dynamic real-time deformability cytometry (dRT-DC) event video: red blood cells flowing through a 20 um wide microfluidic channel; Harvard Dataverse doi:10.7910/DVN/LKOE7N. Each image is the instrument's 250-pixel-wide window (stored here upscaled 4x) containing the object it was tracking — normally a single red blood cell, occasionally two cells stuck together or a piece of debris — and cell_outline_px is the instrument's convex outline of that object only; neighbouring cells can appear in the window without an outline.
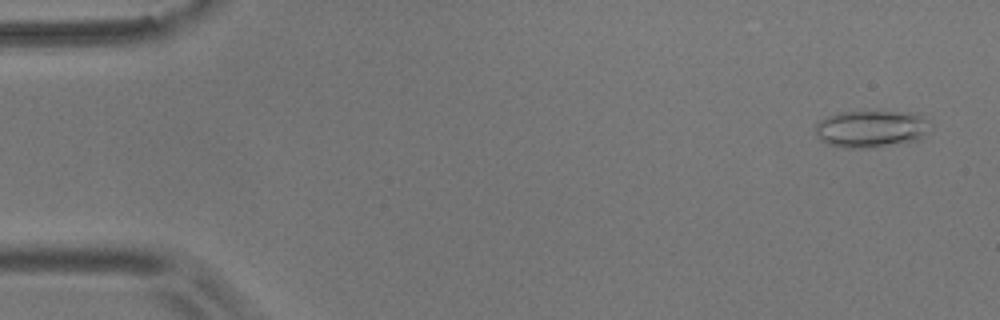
{"species": "common noctule bat (a hibernating species)", "species_latin": "Nyctalus noctula", "temperature_condition": "room temperature", "stored_images_in_passage": 55, "camera_frame_rate_fps": 3000, "um_per_image_px": 0.085, "animal": {"sex": "male", "body_mass_g": 17.9}, "frame": {"image": 1, "passage_image": 3, "time_ms": 0.667, "image_size_px": [1000, 320], "cell_outline_px": [[928, 120], [924, 136], [920, 140], [868, 148], [844, 148], [828, 144], [820, 140], [816, 136], [816, 124], [820, 120], [828, 116], [840, 112], [916, 112]], "centroid_in_image_um": [74.02, 10.96], "position_along_channel_um": 11.0, "area_um2": 24.74}}
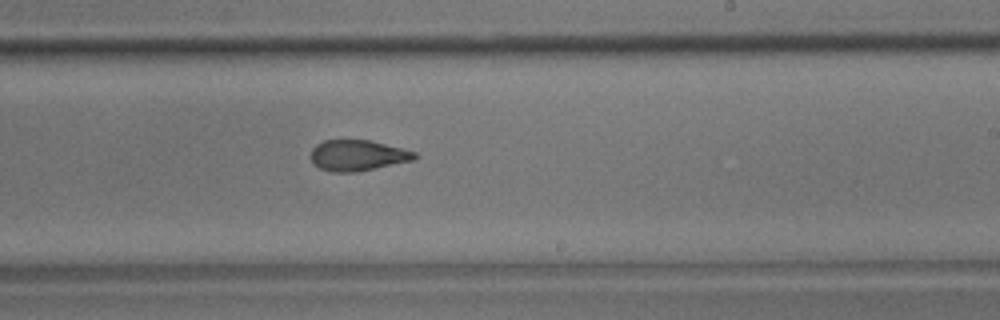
{"frame": {"image": 2, "passage_image": 33, "time_ms": 10.667, "image_size_px": [1000, 320], "cell_outline_px": [[420, 156], [412, 160], [376, 168], [356, 172], [332, 172], [320, 168], [312, 164], [312, 148], [316, 144], [324, 140], [368, 140], [416, 152]], "centroid_in_image_um": [30.38, 13.21], "position_along_channel_um": 258.6, "area_um2": 18.5}}
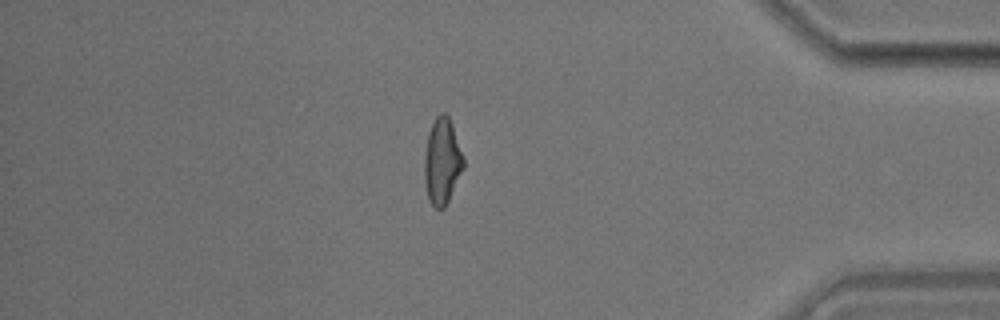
{"frame": {"image": 3, "passage_image": 47, "time_ms": 15.333, "image_size_px": [1000, 320], "cell_outline_px": [[464, 168], [444, 208], [436, 208], [428, 200], [424, 180], [424, 156], [428, 132], [436, 116], [440, 112], [444, 112], [448, 116], [452, 124], [464, 156]], "centroid_in_image_um": [37.58, 13.69], "position_along_channel_um": 397.6, "area_um2": 19.71}, "authors_computed_cell_mechanics": {"area_um2": 19.8254, "velocity_mm_per_s": 3.6846, "shape_relaxation_time_tau1_ms": 9.6906, "shape_relaxation_time_tau2_ms": 2.5142, "deformation_change_tau1": 0.2019, "deformation_change_tau2": 0.104}}